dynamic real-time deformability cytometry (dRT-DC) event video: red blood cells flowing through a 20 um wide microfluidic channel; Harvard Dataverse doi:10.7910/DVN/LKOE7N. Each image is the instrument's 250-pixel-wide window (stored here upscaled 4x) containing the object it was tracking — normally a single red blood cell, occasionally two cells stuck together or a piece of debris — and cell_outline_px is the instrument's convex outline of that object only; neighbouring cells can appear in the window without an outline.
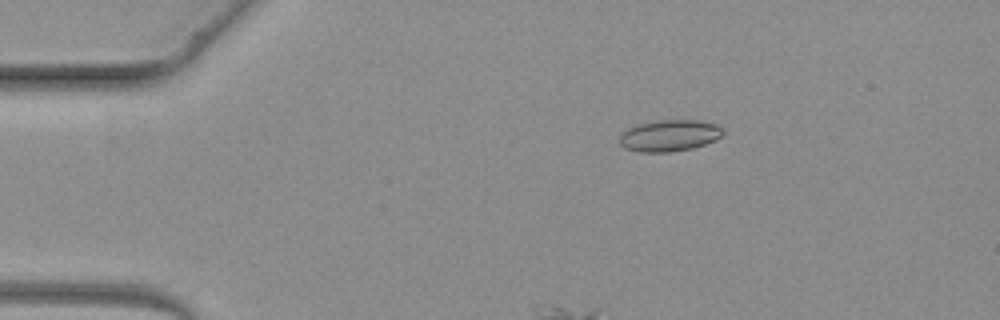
{"species": "common noctule bat (a hibernating species)", "species_latin": "Nyctalus noctula", "temperature_condition": "warm", "stored_images_in_passage": 4, "camera_frame_rate_fps": 3000, "um_per_image_px": 0.085, "animal": {"sex": "female", "body_mass_g": 19.3, "forearm_length_mm": 54.1}, "frame": {"image": 1, "passage_image": 2, "time_ms": 1.333, "image_size_px": [1000, 320], "cell_outline_px": [[724, 132], [716, 140], [692, 148], [668, 152], [640, 152], [624, 148], [620, 144], [620, 132], [636, 124], [652, 120], [700, 120], [716, 124], [724, 128]], "centroid_in_image_um": [56.88, 11.51], "position_along_channel_um": 28.1, "area_um2": 19.25}}
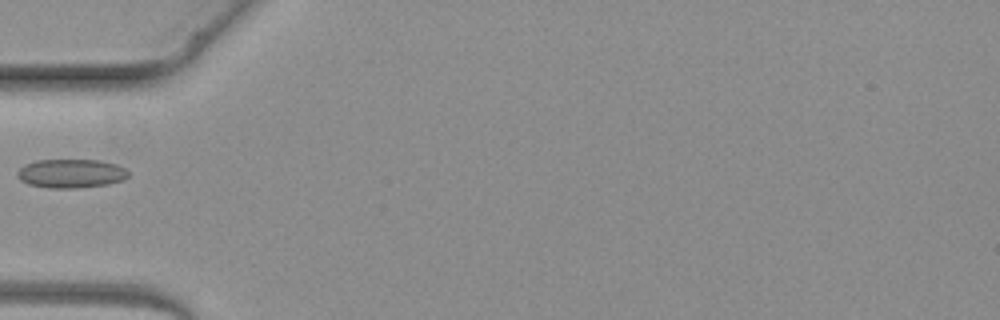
{"frame": {"image": 2, "passage_image": 4, "time_ms": 3.667, "image_size_px": [1000, 320], "cell_outline_px": [[128, 176], [124, 180], [108, 184], [76, 188], [48, 188], [28, 184], [20, 180], [16, 176], [16, 172], [24, 164], [36, 160], [100, 160], [116, 164], [124, 168], [128, 172]], "centroid_in_image_um": [6.01, 14.74], "position_along_channel_um": 79.0, "area_um2": 18.79}}